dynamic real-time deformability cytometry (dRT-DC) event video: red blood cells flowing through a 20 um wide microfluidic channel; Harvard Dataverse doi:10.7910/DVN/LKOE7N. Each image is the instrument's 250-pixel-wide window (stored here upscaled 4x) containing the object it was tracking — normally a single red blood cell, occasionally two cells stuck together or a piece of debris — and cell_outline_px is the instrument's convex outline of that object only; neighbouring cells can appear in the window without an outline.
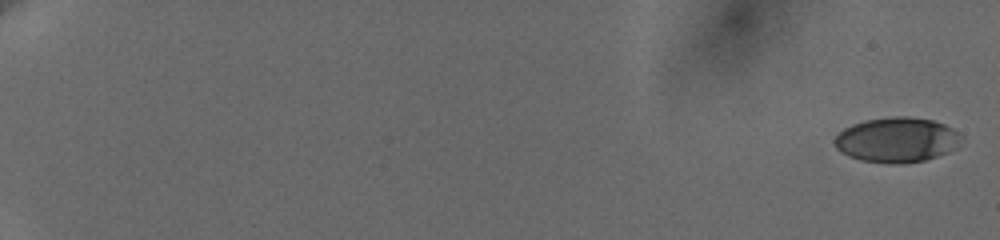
{"species": "human", "species_latin": "Homo sapiens", "temperature_condition": "cold", "stored_images_in_passage": 13, "camera_frame_rate_fps": 3000, "um_per_image_px": 0.085, "donor": {"sex": "female"}, "frame": {"image": 1, "passage_image": 1, "time_ms": 0.0, "image_size_px": [1000, 240], "cell_outline_px": [[964, 136], [956, 148], [948, 152], [924, 160], [900, 164], [888, 164], [860, 160], [848, 156], [840, 152], [836, 148], [832, 140], [844, 128], [852, 124], [864, 120], [892, 116], [908, 116], [932, 120], [944, 124], [952, 128]], "centroid_in_image_um": [76.21, 11.89], "position_along_channel_um": 8.8, "area_um2": 33.58}}
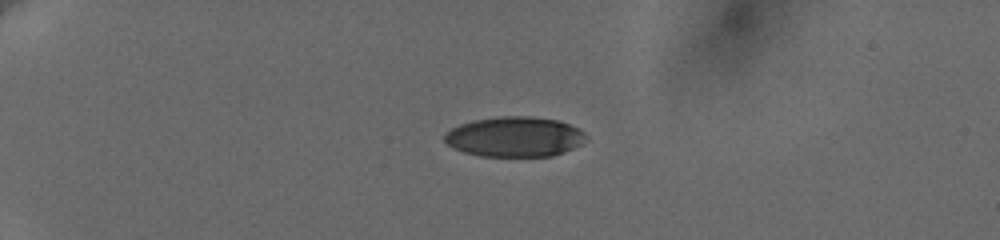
{"frame": {"image": 2, "passage_image": 8, "time_ms": 5.333, "image_size_px": [1000, 240], "cell_outline_px": [[588, 136], [580, 144], [572, 148], [552, 156], [480, 156], [464, 152], [452, 148], [444, 140], [444, 132], [460, 124], [472, 120], [500, 116], [532, 116], [556, 120], [580, 128]], "centroid_in_image_um": [43.71, 11.62], "position_along_channel_um": 41.3, "area_um2": 33.12}}
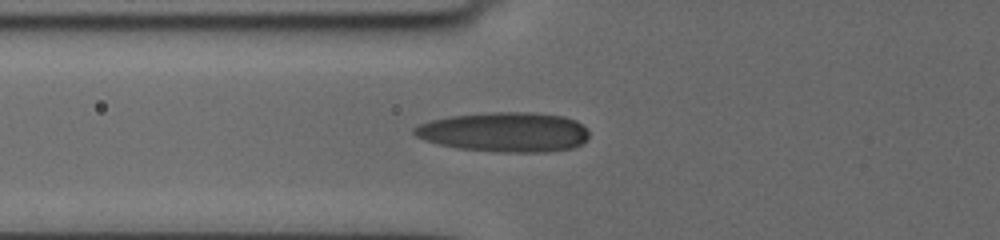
{"frame": {"image": 3, "passage_image": 13, "time_ms": 8.333, "image_size_px": [1000, 240], "cell_outline_px": [[588, 140], [572, 148], [544, 152], [496, 152], [460, 148], [440, 144], [424, 140], [416, 136], [412, 132], [412, 128], [420, 124], [432, 120], [448, 116], [488, 112], [532, 112], [564, 116], [576, 120], [588, 132]], "centroid_in_image_um": [42.88, 11.22], "position_along_channel_um": 82.9, "area_um2": 40.52}}